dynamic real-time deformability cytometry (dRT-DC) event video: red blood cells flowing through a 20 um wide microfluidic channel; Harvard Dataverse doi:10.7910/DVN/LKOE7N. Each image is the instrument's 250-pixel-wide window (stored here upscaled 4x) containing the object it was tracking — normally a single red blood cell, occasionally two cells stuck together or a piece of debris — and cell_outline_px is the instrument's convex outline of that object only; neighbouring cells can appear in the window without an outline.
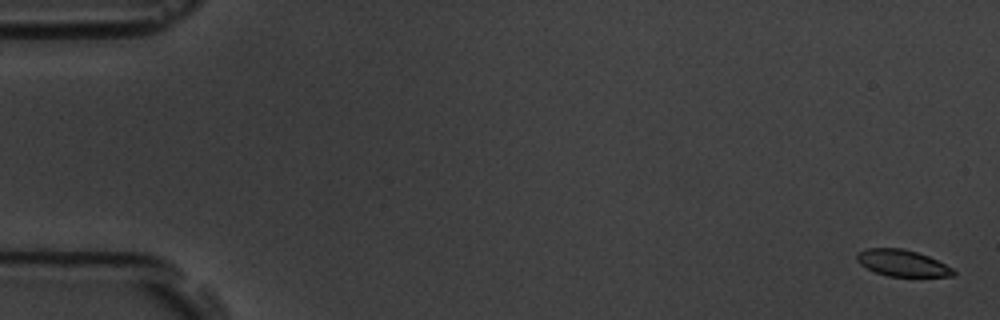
{"species": "common noctule bat (a hibernating species)", "species_latin": "Nyctalus noctula", "temperature_condition": "room temperature", "stored_images_in_passage": 8, "camera_frame_rate_fps": 3000, "um_per_image_px": 0.085, "animal": {"sex": "male", "body_mass_g": 19.5, "forearm_length_mm": 54.6}, "frame": {"image": 1, "passage_image": 1, "time_ms": 0.0, "image_size_px": [1000, 320], "cell_outline_px": [[956, 272], [952, 276], [888, 276], [876, 272], [860, 264], [856, 260], [856, 252], [868, 248], [904, 248], [928, 256], [952, 268]], "centroid_in_image_um": [76.66, 22.35], "position_along_channel_um": 8.3, "area_um2": 14.74}}
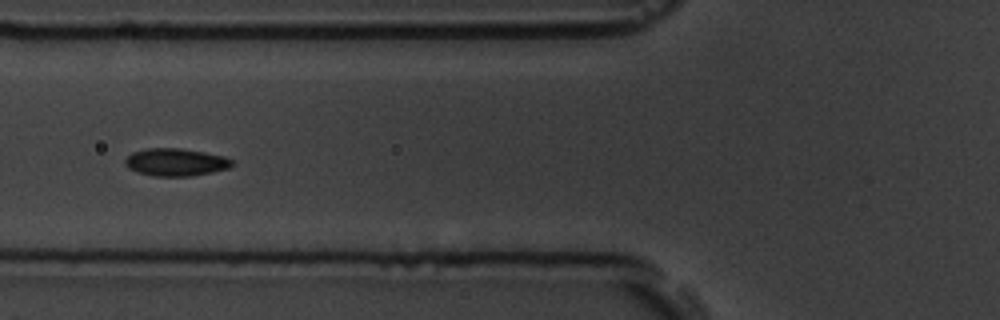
{"frame": {"image": 2, "passage_image": 7, "time_ms": 7.0, "image_size_px": [1000, 320], "cell_outline_px": [[236, 164], [228, 168], [212, 172], [188, 176], [152, 176], [136, 172], [128, 168], [124, 164], [124, 160], [132, 152], [144, 148], [180, 148], [204, 152], [224, 156], [232, 160]], "centroid_in_image_um": [14.91, 13.78], "position_along_channel_um": 110.9, "area_um2": 17.34}}
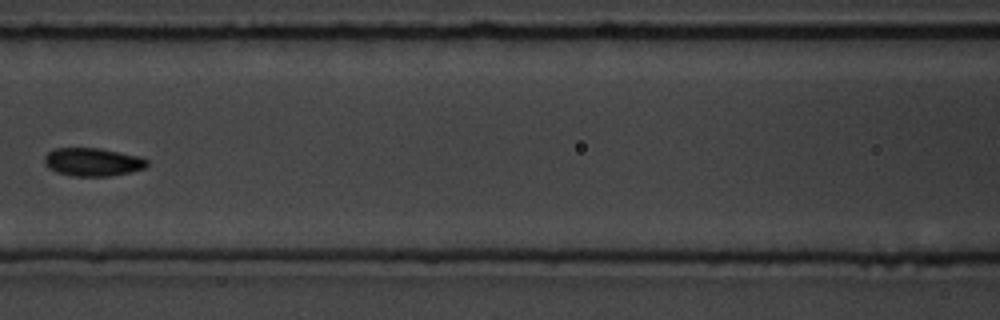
{"frame": {"image": 3, "passage_image": 8, "time_ms": 8.333, "image_size_px": [1000, 320], "cell_outline_px": [[148, 164], [144, 168], [128, 172], [108, 176], [72, 176], [56, 172], [48, 168], [44, 164], [44, 156], [48, 152], [56, 148], [100, 148], [140, 156], [148, 160]], "centroid_in_image_um": [7.85, 13.76], "position_along_channel_um": 158.8, "area_um2": 16.88}}